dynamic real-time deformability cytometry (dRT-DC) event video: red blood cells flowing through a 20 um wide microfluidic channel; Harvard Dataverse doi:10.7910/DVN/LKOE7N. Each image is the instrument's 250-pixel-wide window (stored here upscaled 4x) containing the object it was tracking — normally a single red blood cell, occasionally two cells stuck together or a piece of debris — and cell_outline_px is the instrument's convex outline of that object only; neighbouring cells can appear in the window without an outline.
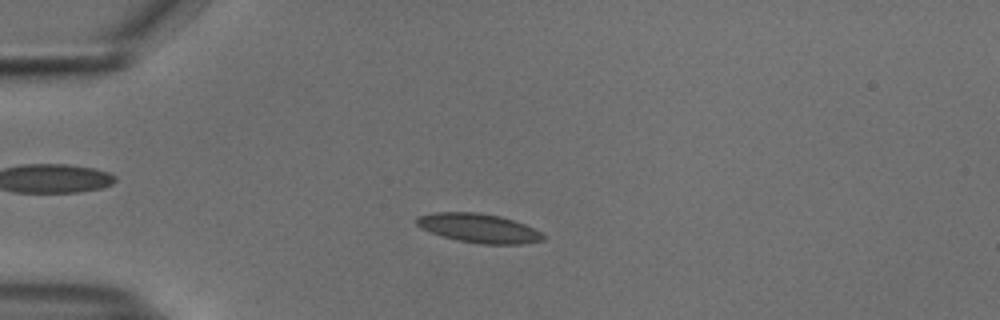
{"species": "common noctule bat (a hibernating species)", "species_latin": "Nyctalus noctula", "temperature_condition": "cold", "stored_images_in_passage": 39, "camera_frame_rate_fps": 3000, "um_per_image_px": 0.085, "animal": {"sex": "male", "body_mass_g": 18.8}, "frame": {"image": 1, "passage_image": 2, "time_ms": 0.333, "image_size_px": [1000, 320], "cell_outline_px": [[544, 240], [524, 244], [480, 244], [460, 240], [444, 236], [420, 228], [416, 224], [416, 216], [432, 212], [476, 212], [500, 216], [524, 224], [540, 232], [544, 236]], "centroid_in_image_um": [40.67, 19.38], "position_along_channel_um": 44.3, "area_um2": 21.27}}
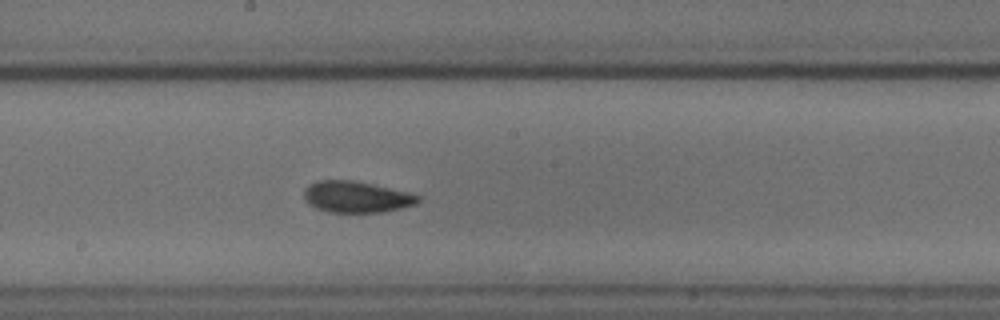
{"frame": {"image": 2, "passage_image": 18, "time_ms": 5.667, "image_size_px": [1000, 320], "cell_outline_px": [[420, 200], [416, 204], [400, 208], [380, 212], [328, 212], [316, 208], [308, 204], [304, 200], [304, 188], [308, 184], [316, 180], [356, 180], [412, 192], [420, 196]], "centroid_in_image_um": [30.29, 16.72], "position_along_channel_um": 217.9, "area_um2": 21.21}}
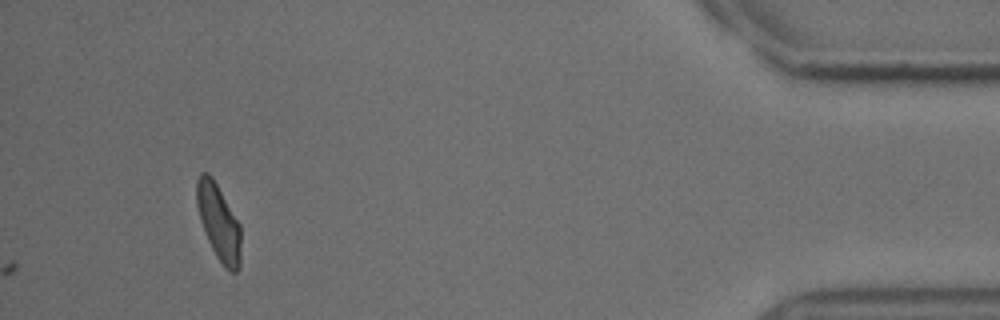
{"frame": {"image": 3, "passage_image": 39, "time_ms": 12.667, "image_size_px": [1000, 320], "cell_outline_px": [[240, 268], [236, 272], [228, 272], [224, 268], [216, 256], [208, 240], [200, 220], [196, 204], [196, 180], [200, 172], [208, 172], [212, 176], [240, 224]], "centroid_in_image_um": [18.58, 18.89], "position_along_channel_um": 416.6, "area_um2": 19.71}, "authors_computed_cell_mechanics": {"area_um2": 19.941, "velocity_mm_per_s": 3.7183, "shape_relaxation_time_tau1_ms": 2.5795, "shape_relaxation_time_tau2_ms": 1.8942, "deformation_change_tau1": 0.1142, "deformation_change_tau2": 0.0799}}